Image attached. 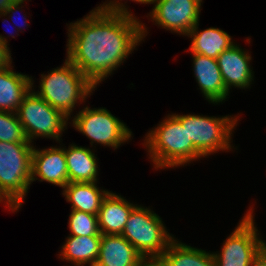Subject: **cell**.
<instances>
[{
  "instance_id": "obj_2",
  "label": "cell",
  "mask_w": 266,
  "mask_h": 266,
  "mask_svg": "<svg viewBox=\"0 0 266 266\" xmlns=\"http://www.w3.org/2000/svg\"><path fill=\"white\" fill-rule=\"evenodd\" d=\"M144 141L155 169L184 166L202 158L188 138L187 123H181L173 114L150 130Z\"/></svg>"
},
{
  "instance_id": "obj_17",
  "label": "cell",
  "mask_w": 266,
  "mask_h": 266,
  "mask_svg": "<svg viewBox=\"0 0 266 266\" xmlns=\"http://www.w3.org/2000/svg\"><path fill=\"white\" fill-rule=\"evenodd\" d=\"M67 162L68 182H97V157L89 148L71 144L64 148Z\"/></svg>"
},
{
  "instance_id": "obj_28",
  "label": "cell",
  "mask_w": 266,
  "mask_h": 266,
  "mask_svg": "<svg viewBox=\"0 0 266 266\" xmlns=\"http://www.w3.org/2000/svg\"><path fill=\"white\" fill-rule=\"evenodd\" d=\"M11 4L10 0H0V14H5Z\"/></svg>"
},
{
  "instance_id": "obj_14",
  "label": "cell",
  "mask_w": 266,
  "mask_h": 266,
  "mask_svg": "<svg viewBox=\"0 0 266 266\" xmlns=\"http://www.w3.org/2000/svg\"><path fill=\"white\" fill-rule=\"evenodd\" d=\"M11 64L0 69V111L17 112L33 86L32 77L16 73Z\"/></svg>"
},
{
  "instance_id": "obj_16",
  "label": "cell",
  "mask_w": 266,
  "mask_h": 266,
  "mask_svg": "<svg viewBox=\"0 0 266 266\" xmlns=\"http://www.w3.org/2000/svg\"><path fill=\"white\" fill-rule=\"evenodd\" d=\"M143 259L122 235L102 234L97 261L106 266H139Z\"/></svg>"
},
{
  "instance_id": "obj_29",
  "label": "cell",
  "mask_w": 266,
  "mask_h": 266,
  "mask_svg": "<svg viewBox=\"0 0 266 266\" xmlns=\"http://www.w3.org/2000/svg\"><path fill=\"white\" fill-rule=\"evenodd\" d=\"M132 1H136L137 3H141V4H153V0H132Z\"/></svg>"
},
{
  "instance_id": "obj_13",
  "label": "cell",
  "mask_w": 266,
  "mask_h": 266,
  "mask_svg": "<svg viewBox=\"0 0 266 266\" xmlns=\"http://www.w3.org/2000/svg\"><path fill=\"white\" fill-rule=\"evenodd\" d=\"M194 75L204 97L211 103H221L227 99V91L217 60L192 53Z\"/></svg>"
},
{
  "instance_id": "obj_4",
  "label": "cell",
  "mask_w": 266,
  "mask_h": 266,
  "mask_svg": "<svg viewBox=\"0 0 266 266\" xmlns=\"http://www.w3.org/2000/svg\"><path fill=\"white\" fill-rule=\"evenodd\" d=\"M41 76L40 91L35 93L68 119L75 104L86 100L96 88L67 58L62 67Z\"/></svg>"
},
{
  "instance_id": "obj_30",
  "label": "cell",
  "mask_w": 266,
  "mask_h": 266,
  "mask_svg": "<svg viewBox=\"0 0 266 266\" xmlns=\"http://www.w3.org/2000/svg\"><path fill=\"white\" fill-rule=\"evenodd\" d=\"M89 266H106V265L96 260L95 262H93Z\"/></svg>"
},
{
  "instance_id": "obj_18",
  "label": "cell",
  "mask_w": 266,
  "mask_h": 266,
  "mask_svg": "<svg viewBox=\"0 0 266 266\" xmlns=\"http://www.w3.org/2000/svg\"><path fill=\"white\" fill-rule=\"evenodd\" d=\"M96 183L69 182L63 188L62 194L72 203V210L98 215L103 199L110 191L99 189Z\"/></svg>"
},
{
  "instance_id": "obj_22",
  "label": "cell",
  "mask_w": 266,
  "mask_h": 266,
  "mask_svg": "<svg viewBox=\"0 0 266 266\" xmlns=\"http://www.w3.org/2000/svg\"><path fill=\"white\" fill-rule=\"evenodd\" d=\"M70 235L74 236H102L99 230L98 215L71 210L69 215Z\"/></svg>"
},
{
  "instance_id": "obj_31",
  "label": "cell",
  "mask_w": 266,
  "mask_h": 266,
  "mask_svg": "<svg viewBox=\"0 0 266 266\" xmlns=\"http://www.w3.org/2000/svg\"><path fill=\"white\" fill-rule=\"evenodd\" d=\"M12 3H21L23 4L26 0H10Z\"/></svg>"
},
{
  "instance_id": "obj_10",
  "label": "cell",
  "mask_w": 266,
  "mask_h": 266,
  "mask_svg": "<svg viewBox=\"0 0 266 266\" xmlns=\"http://www.w3.org/2000/svg\"><path fill=\"white\" fill-rule=\"evenodd\" d=\"M202 0H153L149 16L155 24L179 35H187L199 22Z\"/></svg>"
},
{
  "instance_id": "obj_23",
  "label": "cell",
  "mask_w": 266,
  "mask_h": 266,
  "mask_svg": "<svg viewBox=\"0 0 266 266\" xmlns=\"http://www.w3.org/2000/svg\"><path fill=\"white\" fill-rule=\"evenodd\" d=\"M0 141L31 143L27 140L23 126L16 113L0 111Z\"/></svg>"
},
{
  "instance_id": "obj_5",
  "label": "cell",
  "mask_w": 266,
  "mask_h": 266,
  "mask_svg": "<svg viewBox=\"0 0 266 266\" xmlns=\"http://www.w3.org/2000/svg\"><path fill=\"white\" fill-rule=\"evenodd\" d=\"M121 235L144 259L160 258L174 240L162 219L151 209L141 205L132 209Z\"/></svg>"
},
{
  "instance_id": "obj_3",
  "label": "cell",
  "mask_w": 266,
  "mask_h": 266,
  "mask_svg": "<svg viewBox=\"0 0 266 266\" xmlns=\"http://www.w3.org/2000/svg\"><path fill=\"white\" fill-rule=\"evenodd\" d=\"M32 143L0 141V196L11 211H18L30 189Z\"/></svg>"
},
{
  "instance_id": "obj_27",
  "label": "cell",
  "mask_w": 266,
  "mask_h": 266,
  "mask_svg": "<svg viewBox=\"0 0 266 266\" xmlns=\"http://www.w3.org/2000/svg\"><path fill=\"white\" fill-rule=\"evenodd\" d=\"M253 266H266V248L263 252L255 259Z\"/></svg>"
},
{
  "instance_id": "obj_15",
  "label": "cell",
  "mask_w": 266,
  "mask_h": 266,
  "mask_svg": "<svg viewBox=\"0 0 266 266\" xmlns=\"http://www.w3.org/2000/svg\"><path fill=\"white\" fill-rule=\"evenodd\" d=\"M136 205L126 199L109 192L103 199L98 213L99 230L101 234L121 235L128 216Z\"/></svg>"
},
{
  "instance_id": "obj_6",
  "label": "cell",
  "mask_w": 266,
  "mask_h": 266,
  "mask_svg": "<svg viewBox=\"0 0 266 266\" xmlns=\"http://www.w3.org/2000/svg\"><path fill=\"white\" fill-rule=\"evenodd\" d=\"M181 123H187L188 138L203 157L219 150H230L231 134L238 116L208 117L194 114H173Z\"/></svg>"
},
{
  "instance_id": "obj_21",
  "label": "cell",
  "mask_w": 266,
  "mask_h": 266,
  "mask_svg": "<svg viewBox=\"0 0 266 266\" xmlns=\"http://www.w3.org/2000/svg\"><path fill=\"white\" fill-rule=\"evenodd\" d=\"M166 266H215L212 253L186 245L174 239L160 256Z\"/></svg>"
},
{
  "instance_id": "obj_32",
  "label": "cell",
  "mask_w": 266,
  "mask_h": 266,
  "mask_svg": "<svg viewBox=\"0 0 266 266\" xmlns=\"http://www.w3.org/2000/svg\"><path fill=\"white\" fill-rule=\"evenodd\" d=\"M3 201H5V200L0 196V202H3Z\"/></svg>"
},
{
  "instance_id": "obj_11",
  "label": "cell",
  "mask_w": 266,
  "mask_h": 266,
  "mask_svg": "<svg viewBox=\"0 0 266 266\" xmlns=\"http://www.w3.org/2000/svg\"><path fill=\"white\" fill-rule=\"evenodd\" d=\"M36 180L52 183L62 189L69 183L64 148L50 147L39 150L33 147L31 182Z\"/></svg>"
},
{
  "instance_id": "obj_12",
  "label": "cell",
  "mask_w": 266,
  "mask_h": 266,
  "mask_svg": "<svg viewBox=\"0 0 266 266\" xmlns=\"http://www.w3.org/2000/svg\"><path fill=\"white\" fill-rule=\"evenodd\" d=\"M216 60L228 92L231 86L240 89L250 86L253 81V72L250 68L252 58L239 45H232L229 49L223 51Z\"/></svg>"
},
{
  "instance_id": "obj_7",
  "label": "cell",
  "mask_w": 266,
  "mask_h": 266,
  "mask_svg": "<svg viewBox=\"0 0 266 266\" xmlns=\"http://www.w3.org/2000/svg\"><path fill=\"white\" fill-rule=\"evenodd\" d=\"M16 114L31 143L36 137L53 138L60 142L68 123L66 116L38 96L33 89L25 96Z\"/></svg>"
},
{
  "instance_id": "obj_26",
  "label": "cell",
  "mask_w": 266,
  "mask_h": 266,
  "mask_svg": "<svg viewBox=\"0 0 266 266\" xmlns=\"http://www.w3.org/2000/svg\"><path fill=\"white\" fill-rule=\"evenodd\" d=\"M139 266H166L160 258L143 259Z\"/></svg>"
},
{
  "instance_id": "obj_1",
  "label": "cell",
  "mask_w": 266,
  "mask_h": 266,
  "mask_svg": "<svg viewBox=\"0 0 266 266\" xmlns=\"http://www.w3.org/2000/svg\"><path fill=\"white\" fill-rule=\"evenodd\" d=\"M127 9L118 0L105 2L68 26L67 59L95 87L112 74L147 35L144 24Z\"/></svg>"
},
{
  "instance_id": "obj_20",
  "label": "cell",
  "mask_w": 266,
  "mask_h": 266,
  "mask_svg": "<svg viewBox=\"0 0 266 266\" xmlns=\"http://www.w3.org/2000/svg\"><path fill=\"white\" fill-rule=\"evenodd\" d=\"M102 236L69 235L59 255L74 266H85L95 262L99 255Z\"/></svg>"
},
{
  "instance_id": "obj_24",
  "label": "cell",
  "mask_w": 266,
  "mask_h": 266,
  "mask_svg": "<svg viewBox=\"0 0 266 266\" xmlns=\"http://www.w3.org/2000/svg\"><path fill=\"white\" fill-rule=\"evenodd\" d=\"M7 43V38L0 35V69L12 64L11 51Z\"/></svg>"
},
{
  "instance_id": "obj_9",
  "label": "cell",
  "mask_w": 266,
  "mask_h": 266,
  "mask_svg": "<svg viewBox=\"0 0 266 266\" xmlns=\"http://www.w3.org/2000/svg\"><path fill=\"white\" fill-rule=\"evenodd\" d=\"M73 127L93 143L118 148L132 137L131 130L106 108L86 106L72 120Z\"/></svg>"
},
{
  "instance_id": "obj_25",
  "label": "cell",
  "mask_w": 266,
  "mask_h": 266,
  "mask_svg": "<svg viewBox=\"0 0 266 266\" xmlns=\"http://www.w3.org/2000/svg\"><path fill=\"white\" fill-rule=\"evenodd\" d=\"M20 5H21V3H12V4L10 5V7L7 9V11L5 12V14H0V17H1L2 15H3V16L6 15V17H7V14L9 15L10 13L14 14L15 12H17V11L20 9V7H19ZM15 10H16V11H15ZM12 14L9 15V19H10V17H11V19H13ZM24 19H26V18H24ZM24 23H26V24L28 25L27 19L24 21ZM26 24H24V26H25ZM18 27H19V28H18ZM18 27H17V31H20L21 26H18ZM18 29H19V30H18Z\"/></svg>"
},
{
  "instance_id": "obj_8",
  "label": "cell",
  "mask_w": 266,
  "mask_h": 266,
  "mask_svg": "<svg viewBox=\"0 0 266 266\" xmlns=\"http://www.w3.org/2000/svg\"><path fill=\"white\" fill-rule=\"evenodd\" d=\"M249 209L223 243L222 251L213 253L215 266H253L255 259L266 248V243L258 237L253 210Z\"/></svg>"
},
{
  "instance_id": "obj_19",
  "label": "cell",
  "mask_w": 266,
  "mask_h": 266,
  "mask_svg": "<svg viewBox=\"0 0 266 266\" xmlns=\"http://www.w3.org/2000/svg\"><path fill=\"white\" fill-rule=\"evenodd\" d=\"M198 25L199 23L187 34L188 37L192 38L189 47L191 53L216 59L223 51L235 44L227 32L214 27L198 31Z\"/></svg>"
}]
</instances>
